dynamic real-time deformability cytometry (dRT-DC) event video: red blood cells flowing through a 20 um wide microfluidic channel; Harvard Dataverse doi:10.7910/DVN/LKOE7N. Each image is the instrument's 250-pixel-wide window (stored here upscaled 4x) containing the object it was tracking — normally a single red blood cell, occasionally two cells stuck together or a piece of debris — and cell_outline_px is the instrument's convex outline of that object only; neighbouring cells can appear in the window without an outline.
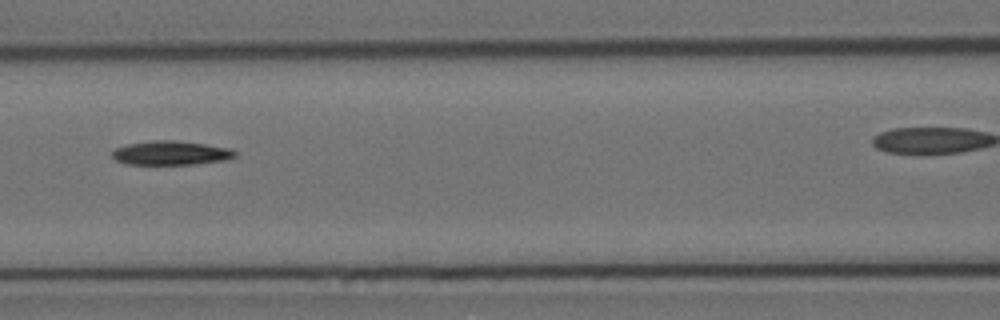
{"species": "Egyptian fruit bat (a non-hibernating species)", "species_latin": "Rousettus aegyptiacus", "temperature_condition": "cold", "stored_images_in_passage": 10, "segment_of_instrument_passage": [2, 2], "camera_frame_rate_fps": 3000, "um_per_image_px": 0.085, "animal": {"sex": "female"}, "frame": {"image": 1, "passage_image": 7, "time_ms": 7.333, "image_size_px": [1000, 320], "cell_outline_px": [[236, 156], [224, 160], [196, 164], [128, 164], [116, 160], [112, 156], [112, 152], [116, 148], [128, 144], [156, 140], [176, 140], [232, 148], [236, 152]], "centroid_in_image_um": [14.55, 13.0], "position_along_channel_um": 152.0, "area_um2": 17.11}}
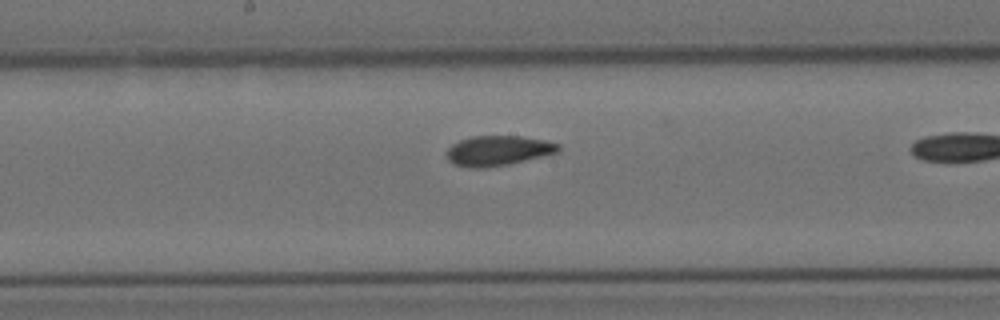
{"frame": {"image": 2, "passage_image": 9, "time_ms": 10.667, "image_size_px": [1000, 320], "cell_outline_px": [[560, 152], [508, 164], [484, 168], [468, 168], [456, 164], [448, 160], [444, 152], [452, 144], [460, 140], [472, 136], [520, 136], [544, 140], [560, 144]], "centroid_in_image_um": [42.32, 12.8], "position_along_channel_um": 205.9, "area_um2": 19.59}}